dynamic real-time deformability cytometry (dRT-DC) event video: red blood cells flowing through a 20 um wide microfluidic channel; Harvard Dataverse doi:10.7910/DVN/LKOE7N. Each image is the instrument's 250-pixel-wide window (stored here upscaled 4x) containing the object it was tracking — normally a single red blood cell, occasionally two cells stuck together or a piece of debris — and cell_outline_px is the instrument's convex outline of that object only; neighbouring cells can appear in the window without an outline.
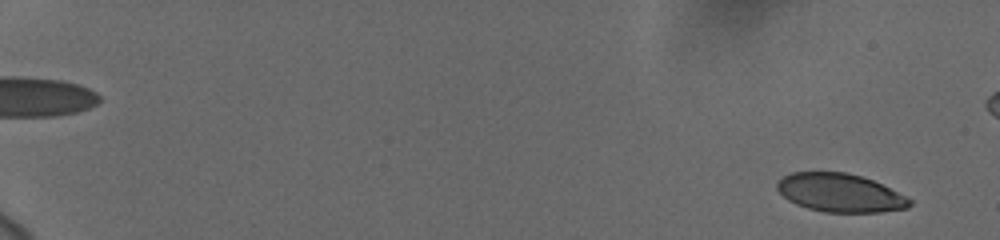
{"species": "human", "species_latin": "Homo sapiens", "temperature_condition": "cold", "stored_images_in_passage": 59, "segment_of_instrument_passage": [1, 2], "camera_frame_rate_fps": 3000, "um_per_image_px": 0.085, "donor": {"sex": "female"}, "frame": {"image": 1, "passage_image": 3, "time_ms": 0.667, "image_size_px": [1000, 240], "cell_outline_px": [[912, 204], [908, 208], [880, 212], [824, 212], [808, 208], [796, 204], [788, 200], [776, 188], [776, 184], [784, 176], [792, 172], [848, 172], [872, 180], [912, 200]], "centroid_in_image_um": [71.39, 16.39], "position_along_channel_um": 13.6, "area_um2": 29.36}}
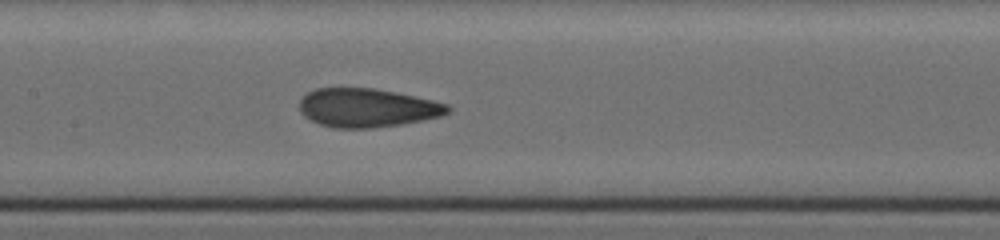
{"frame": {"image": 2, "passage_image": 32, "time_ms": 10.333, "image_size_px": [1000, 240], "cell_outline_px": [[452, 108], [448, 112], [440, 116], [400, 124], [372, 128], [336, 128], [320, 124], [304, 116], [300, 112], [300, 100], [308, 92], [316, 88], [372, 88], [396, 92], [432, 100], [448, 104]], "centroid_in_image_um": [31.2, 9.16], "position_along_channel_um": 176.2, "area_um2": 33.18}}
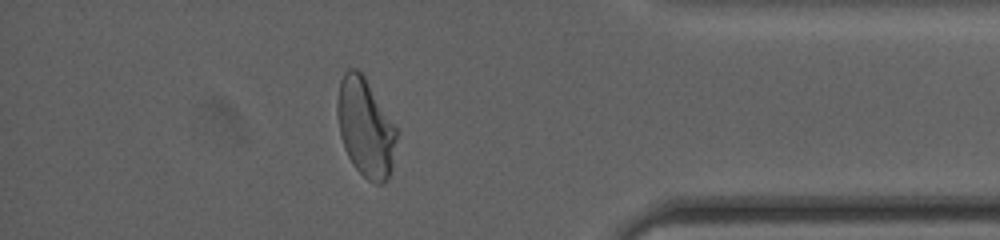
{"frame": {"image": 3, "passage_image": 52, "time_ms": 17.0, "image_size_px": [1000, 240], "cell_outline_px": [[396, 140], [392, 168], [388, 180], [380, 184], [376, 184], [368, 180], [352, 164], [344, 148], [340, 136], [336, 112], [336, 100], [340, 80], [344, 72], [348, 68], [356, 68], [364, 76], [396, 128]], "centroid_in_image_um": [31.03, 10.85], "position_along_channel_um": 404.2, "area_um2": 33.93}}